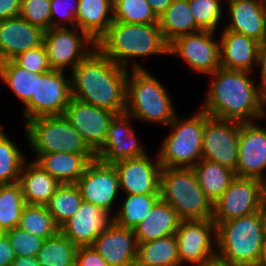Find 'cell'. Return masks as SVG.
Segmentation results:
<instances>
[{
	"label": "cell",
	"mask_w": 266,
	"mask_h": 266,
	"mask_svg": "<svg viewBox=\"0 0 266 266\" xmlns=\"http://www.w3.org/2000/svg\"><path fill=\"white\" fill-rule=\"evenodd\" d=\"M231 22L225 27L261 42L266 38V9L262 0H228Z\"/></svg>",
	"instance_id": "24"
},
{
	"label": "cell",
	"mask_w": 266,
	"mask_h": 266,
	"mask_svg": "<svg viewBox=\"0 0 266 266\" xmlns=\"http://www.w3.org/2000/svg\"><path fill=\"white\" fill-rule=\"evenodd\" d=\"M261 115L260 117H266V89L262 91V102H261Z\"/></svg>",
	"instance_id": "53"
},
{
	"label": "cell",
	"mask_w": 266,
	"mask_h": 266,
	"mask_svg": "<svg viewBox=\"0 0 266 266\" xmlns=\"http://www.w3.org/2000/svg\"><path fill=\"white\" fill-rule=\"evenodd\" d=\"M96 48L126 69L131 68L128 63L134 57L169 55V44L165 41L158 23L127 24L113 21L96 41Z\"/></svg>",
	"instance_id": "3"
},
{
	"label": "cell",
	"mask_w": 266,
	"mask_h": 266,
	"mask_svg": "<svg viewBox=\"0 0 266 266\" xmlns=\"http://www.w3.org/2000/svg\"><path fill=\"white\" fill-rule=\"evenodd\" d=\"M257 65L260 66L261 72V85L260 89L264 91L266 89V38H264L258 44V56H257Z\"/></svg>",
	"instance_id": "48"
},
{
	"label": "cell",
	"mask_w": 266,
	"mask_h": 266,
	"mask_svg": "<svg viewBox=\"0 0 266 266\" xmlns=\"http://www.w3.org/2000/svg\"><path fill=\"white\" fill-rule=\"evenodd\" d=\"M24 127L36 157L54 152L95 154L64 115L35 117L26 121Z\"/></svg>",
	"instance_id": "8"
},
{
	"label": "cell",
	"mask_w": 266,
	"mask_h": 266,
	"mask_svg": "<svg viewBox=\"0 0 266 266\" xmlns=\"http://www.w3.org/2000/svg\"><path fill=\"white\" fill-rule=\"evenodd\" d=\"M34 162L61 184H75L95 160V154H39Z\"/></svg>",
	"instance_id": "25"
},
{
	"label": "cell",
	"mask_w": 266,
	"mask_h": 266,
	"mask_svg": "<svg viewBox=\"0 0 266 266\" xmlns=\"http://www.w3.org/2000/svg\"><path fill=\"white\" fill-rule=\"evenodd\" d=\"M263 237L259 211L219 223L216 261L226 266H259Z\"/></svg>",
	"instance_id": "4"
},
{
	"label": "cell",
	"mask_w": 266,
	"mask_h": 266,
	"mask_svg": "<svg viewBox=\"0 0 266 266\" xmlns=\"http://www.w3.org/2000/svg\"><path fill=\"white\" fill-rule=\"evenodd\" d=\"M19 16L46 32L52 27L50 0H21Z\"/></svg>",
	"instance_id": "41"
},
{
	"label": "cell",
	"mask_w": 266,
	"mask_h": 266,
	"mask_svg": "<svg viewBox=\"0 0 266 266\" xmlns=\"http://www.w3.org/2000/svg\"><path fill=\"white\" fill-rule=\"evenodd\" d=\"M12 60L18 66L34 73H47L52 70L43 44L20 53Z\"/></svg>",
	"instance_id": "43"
},
{
	"label": "cell",
	"mask_w": 266,
	"mask_h": 266,
	"mask_svg": "<svg viewBox=\"0 0 266 266\" xmlns=\"http://www.w3.org/2000/svg\"><path fill=\"white\" fill-rule=\"evenodd\" d=\"M44 31L20 16L0 21V63L43 44Z\"/></svg>",
	"instance_id": "22"
},
{
	"label": "cell",
	"mask_w": 266,
	"mask_h": 266,
	"mask_svg": "<svg viewBox=\"0 0 266 266\" xmlns=\"http://www.w3.org/2000/svg\"><path fill=\"white\" fill-rule=\"evenodd\" d=\"M113 22V0H79L75 27L95 42Z\"/></svg>",
	"instance_id": "28"
},
{
	"label": "cell",
	"mask_w": 266,
	"mask_h": 266,
	"mask_svg": "<svg viewBox=\"0 0 266 266\" xmlns=\"http://www.w3.org/2000/svg\"><path fill=\"white\" fill-rule=\"evenodd\" d=\"M131 266H146V265H143V264H141V263H139L138 261L135 260V261L132 263Z\"/></svg>",
	"instance_id": "54"
},
{
	"label": "cell",
	"mask_w": 266,
	"mask_h": 266,
	"mask_svg": "<svg viewBox=\"0 0 266 266\" xmlns=\"http://www.w3.org/2000/svg\"><path fill=\"white\" fill-rule=\"evenodd\" d=\"M175 236L180 266L186 262L194 266H211L216 262L217 224L212 218L181 220Z\"/></svg>",
	"instance_id": "9"
},
{
	"label": "cell",
	"mask_w": 266,
	"mask_h": 266,
	"mask_svg": "<svg viewBox=\"0 0 266 266\" xmlns=\"http://www.w3.org/2000/svg\"><path fill=\"white\" fill-rule=\"evenodd\" d=\"M4 234H5V230H3V229L0 227V237H2Z\"/></svg>",
	"instance_id": "56"
},
{
	"label": "cell",
	"mask_w": 266,
	"mask_h": 266,
	"mask_svg": "<svg viewBox=\"0 0 266 266\" xmlns=\"http://www.w3.org/2000/svg\"><path fill=\"white\" fill-rule=\"evenodd\" d=\"M113 21L127 24L158 23L147 0H113Z\"/></svg>",
	"instance_id": "39"
},
{
	"label": "cell",
	"mask_w": 266,
	"mask_h": 266,
	"mask_svg": "<svg viewBox=\"0 0 266 266\" xmlns=\"http://www.w3.org/2000/svg\"><path fill=\"white\" fill-rule=\"evenodd\" d=\"M11 245L14 248L16 257L37 256L45 239L25 230L15 227L5 231Z\"/></svg>",
	"instance_id": "42"
},
{
	"label": "cell",
	"mask_w": 266,
	"mask_h": 266,
	"mask_svg": "<svg viewBox=\"0 0 266 266\" xmlns=\"http://www.w3.org/2000/svg\"><path fill=\"white\" fill-rule=\"evenodd\" d=\"M153 13L159 18L173 0H147Z\"/></svg>",
	"instance_id": "49"
},
{
	"label": "cell",
	"mask_w": 266,
	"mask_h": 266,
	"mask_svg": "<svg viewBox=\"0 0 266 266\" xmlns=\"http://www.w3.org/2000/svg\"><path fill=\"white\" fill-rule=\"evenodd\" d=\"M128 72L95 48L71 70L72 98L116 115L125 113Z\"/></svg>",
	"instance_id": "1"
},
{
	"label": "cell",
	"mask_w": 266,
	"mask_h": 266,
	"mask_svg": "<svg viewBox=\"0 0 266 266\" xmlns=\"http://www.w3.org/2000/svg\"><path fill=\"white\" fill-rule=\"evenodd\" d=\"M259 266H266V237H263V242H262V245H261Z\"/></svg>",
	"instance_id": "52"
},
{
	"label": "cell",
	"mask_w": 266,
	"mask_h": 266,
	"mask_svg": "<svg viewBox=\"0 0 266 266\" xmlns=\"http://www.w3.org/2000/svg\"><path fill=\"white\" fill-rule=\"evenodd\" d=\"M18 183L21 186L25 204L43 206L61 184L34 161L24 163Z\"/></svg>",
	"instance_id": "27"
},
{
	"label": "cell",
	"mask_w": 266,
	"mask_h": 266,
	"mask_svg": "<svg viewBox=\"0 0 266 266\" xmlns=\"http://www.w3.org/2000/svg\"><path fill=\"white\" fill-rule=\"evenodd\" d=\"M205 195L214 203L229 187L236 174L218 163L201 159L193 168Z\"/></svg>",
	"instance_id": "30"
},
{
	"label": "cell",
	"mask_w": 266,
	"mask_h": 266,
	"mask_svg": "<svg viewBox=\"0 0 266 266\" xmlns=\"http://www.w3.org/2000/svg\"><path fill=\"white\" fill-rule=\"evenodd\" d=\"M142 65L132 64L127 79L126 110L132 119L169 125L176 116L163 84Z\"/></svg>",
	"instance_id": "5"
},
{
	"label": "cell",
	"mask_w": 266,
	"mask_h": 266,
	"mask_svg": "<svg viewBox=\"0 0 266 266\" xmlns=\"http://www.w3.org/2000/svg\"><path fill=\"white\" fill-rule=\"evenodd\" d=\"M241 124L207 114L203 131L202 159L236 172Z\"/></svg>",
	"instance_id": "12"
},
{
	"label": "cell",
	"mask_w": 266,
	"mask_h": 266,
	"mask_svg": "<svg viewBox=\"0 0 266 266\" xmlns=\"http://www.w3.org/2000/svg\"><path fill=\"white\" fill-rule=\"evenodd\" d=\"M263 6L266 9V0H262Z\"/></svg>",
	"instance_id": "57"
},
{
	"label": "cell",
	"mask_w": 266,
	"mask_h": 266,
	"mask_svg": "<svg viewBox=\"0 0 266 266\" xmlns=\"http://www.w3.org/2000/svg\"><path fill=\"white\" fill-rule=\"evenodd\" d=\"M136 261L146 266H180L175 234L138 243Z\"/></svg>",
	"instance_id": "31"
},
{
	"label": "cell",
	"mask_w": 266,
	"mask_h": 266,
	"mask_svg": "<svg viewBox=\"0 0 266 266\" xmlns=\"http://www.w3.org/2000/svg\"><path fill=\"white\" fill-rule=\"evenodd\" d=\"M108 266H131L136 260L138 242L134 230L112 222L91 245Z\"/></svg>",
	"instance_id": "21"
},
{
	"label": "cell",
	"mask_w": 266,
	"mask_h": 266,
	"mask_svg": "<svg viewBox=\"0 0 266 266\" xmlns=\"http://www.w3.org/2000/svg\"><path fill=\"white\" fill-rule=\"evenodd\" d=\"M10 266H41L37 256H20L16 257Z\"/></svg>",
	"instance_id": "50"
},
{
	"label": "cell",
	"mask_w": 266,
	"mask_h": 266,
	"mask_svg": "<svg viewBox=\"0 0 266 266\" xmlns=\"http://www.w3.org/2000/svg\"><path fill=\"white\" fill-rule=\"evenodd\" d=\"M160 199L168 203L181 220H205L213 216V203L203 192L192 168L163 167Z\"/></svg>",
	"instance_id": "6"
},
{
	"label": "cell",
	"mask_w": 266,
	"mask_h": 266,
	"mask_svg": "<svg viewBox=\"0 0 266 266\" xmlns=\"http://www.w3.org/2000/svg\"><path fill=\"white\" fill-rule=\"evenodd\" d=\"M158 25L168 44L177 37L201 31L192 15L189 0H173L158 18Z\"/></svg>",
	"instance_id": "29"
},
{
	"label": "cell",
	"mask_w": 266,
	"mask_h": 266,
	"mask_svg": "<svg viewBox=\"0 0 266 266\" xmlns=\"http://www.w3.org/2000/svg\"><path fill=\"white\" fill-rule=\"evenodd\" d=\"M21 0H0V21L19 16Z\"/></svg>",
	"instance_id": "47"
},
{
	"label": "cell",
	"mask_w": 266,
	"mask_h": 266,
	"mask_svg": "<svg viewBox=\"0 0 266 266\" xmlns=\"http://www.w3.org/2000/svg\"><path fill=\"white\" fill-rule=\"evenodd\" d=\"M160 194H126L120 211L113 215V222L120 227L134 230L145 219Z\"/></svg>",
	"instance_id": "32"
},
{
	"label": "cell",
	"mask_w": 266,
	"mask_h": 266,
	"mask_svg": "<svg viewBox=\"0 0 266 266\" xmlns=\"http://www.w3.org/2000/svg\"><path fill=\"white\" fill-rule=\"evenodd\" d=\"M83 201L100 207L110 215L120 189L117 172L112 164L93 160L75 183Z\"/></svg>",
	"instance_id": "15"
},
{
	"label": "cell",
	"mask_w": 266,
	"mask_h": 266,
	"mask_svg": "<svg viewBox=\"0 0 266 266\" xmlns=\"http://www.w3.org/2000/svg\"><path fill=\"white\" fill-rule=\"evenodd\" d=\"M15 258L14 248L7 235L4 234L0 237V266H10Z\"/></svg>",
	"instance_id": "46"
},
{
	"label": "cell",
	"mask_w": 266,
	"mask_h": 266,
	"mask_svg": "<svg viewBox=\"0 0 266 266\" xmlns=\"http://www.w3.org/2000/svg\"><path fill=\"white\" fill-rule=\"evenodd\" d=\"M116 114L72 98L64 116L79 132L88 147L96 153L106 140L107 127Z\"/></svg>",
	"instance_id": "16"
},
{
	"label": "cell",
	"mask_w": 266,
	"mask_h": 266,
	"mask_svg": "<svg viewBox=\"0 0 266 266\" xmlns=\"http://www.w3.org/2000/svg\"><path fill=\"white\" fill-rule=\"evenodd\" d=\"M25 206L20 184H0V227L7 231L18 227Z\"/></svg>",
	"instance_id": "37"
},
{
	"label": "cell",
	"mask_w": 266,
	"mask_h": 266,
	"mask_svg": "<svg viewBox=\"0 0 266 266\" xmlns=\"http://www.w3.org/2000/svg\"><path fill=\"white\" fill-rule=\"evenodd\" d=\"M266 128L254 122L242 123L236 177L257 178L266 183Z\"/></svg>",
	"instance_id": "19"
},
{
	"label": "cell",
	"mask_w": 266,
	"mask_h": 266,
	"mask_svg": "<svg viewBox=\"0 0 266 266\" xmlns=\"http://www.w3.org/2000/svg\"><path fill=\"white\" fill-rule=\"evenodd\" d=\"M125 194H160L161 163L148 154L112 164Z\"/></svg>",
	"instance_id": "17"
},
{
	"label": "cell",
	"mask_w": 266,
	"mask_h": 266,
	"mask_svg": "<svg viewBox=\"0 0 266 266\" xmlns=\"http://www.w3.org/2000/svg\"><path fill=\"white\" fill-rule=\"evenodd\" d=\"M215 31H199L177 37L169 43L168 54L184 59L197 73L212 74L220 68V42Z\"/></svg>",
	"instance_id": "14"
},
{
	"label": "cell",
	"mask_w": 266,
	"mask_h": 266,
	"mask_svg": "<svg viewBox=\"0 0 266 266\" xmlns=\"http://www.w3.org/2000/svg\"><path fill=\"white\" fill-rule=\"evenodd\" d=\"M18 227L44 239L54 237L60 232V227L43 205L25 204Z\"/></svg>",
	"instance_id": "36"
},
{
	"label": "cell",
	"mask_w": 266,
	"mask_h": 266,
	"mask_svg": "<svg viewBox=\"0 0 266 266\" xmlns=\"http://www.w3.org/2000/svg\"><path fill=\"white\" fill-rule=\"evenodd\" d=\"M82 201L76 184H60L45 206L55 223L61 227L74 215Z\"/></svg>",
	"instance_id": "35"
},
{
	"label": "cell",
	"mask_w": 266,
	"mask_h": 266,
	"mask_svg": "<svg viewBox=\"0 0 266 266\" xmlns=\"http://www.w3.org/2000/svg\"><path fill=\"white\" fill-rule=\"evenodd\" d=\"M112 222V216L100 207L82 201L74 215L60 227V232L77 247L91 246Z\"/></svg>",
	"instance_id": "20"
},
{
	"label": "cell",
	"mask_w": 266,
	"mask_h": 266,
	"mask_svg": "<svg viewBox=\"0 0 266 266\" xmlns=\"http://www.w3.org/2000/svg\"><path fill=\"white\" fill-rule=\"evenodd\" d=\"M71 99V80L63 70L36 73L35 96L25 105V122L39 116L64 115Z\"/></svg>",
	"instance_id": "11"
},
{
	"label": "cell",
	"mask_w": 266,
	"mask_h": 266,
	"mask_svg": "<svg viewBox=\"0 0 266 266\" xmlns=\"http://www.w3.org/2000/svg\"><path fill=\"white\" fill-rule=\"evenodd\" d=\"M132 117L127 113L115 115L107 127L106 140L95 153V158L105 164L146 155L145 149L137 141L130 124Z\"/></svg>",
	"instance_id": "18"
},
{
	"label": "cell",
	"mask_w": 266,
	"mask_h": 266,
	"mask_svg": "<svg viewBox=\"0 0 266 266\" xmlns=\"http://www.w3.org/2000/svg\"><path fill=\"white\" fill-rule=\"evenodd\" d=\"M0 79L24 105L35 96L36 73L18 66L13 60L0 63Z\"/></svg>",
	"instance_id": "34"
},
{
	"label": "cell",
	"mask_w": 266,
	"mask_h": 266,
	"mask_svg": "<svg viewBox=\"0 0 266 266\" xmlns=\"http://www.w3.org/2000/svg\"><path fill=\"white\" fill-rule=\"evenodd\" d=\"M251 72L217 69L205 105L209 116L241 123L252 122L261 115L262 90L250 79Z\"/></svg>",
	"instance_id": "2"
},
{
	"label": "cell",
	"mask_w": 266,
	"mask_h": 266,
	"mask_svg": "<svg viewBox=\"0 0 266 266\" xmlns=\"http://www.w3.org/2000/svg\"><path fill=\"white\" fill-rule=\"evenodd\" d=\"M180 221L177 212L168 203L159 199L145 219L135 227L137 242L153 241L173 235L178 230Z\"/></svg>",
	"instance_id": "26"
},
{
	"label": "cell",
	"mask_w": 266,
	"mask_h": 266,
	"mask_svg": "<svg viewBox=\"0 0 266 266\" xmlns=\"http://www.w3.org/2000/svg\"><path fill=\"white\" fill-rule=\"evenodd\" d=\"M75 4L71 0H50L51 20L52 27H65L64 22H67L75 28V16L78 12L79 0H74ZM57 15H59L60 22L56 21Z\"/></svg>",
	"instance_id": "44"
},
{
	"label": "cell",
	"mask_w": 266,
	"mask_h": 266,
	"mask_svg": "<svg viewBox=\"0 0 266 266\" xmlns=\"http://www.w3.org/2000/svg\"><path fill=\"white\" fill-rule=\"evenodd\" d=\"M77 246L61 232L45 239L38 251L41 266H75Z\"/></svg>",
	"instance_id": "33"
},
{
	"label": "cell",
	"mask_w": 266,
	"mask_h": 266,
	"mask_svg": "<svg viewBox=\"0 0 266 266\" xmlns=\"http://www.w3.org/2000/svg\"><path fill=\"white\" fill-rule=\"evenodd\" d=\"M219 42L221 68L253 71V65H257L258 41L244 34L224 29Z\"/></svg>",
	"instance_id": "23"
},
{
	"label": "cell",
	"mask_w": 266,
	"mask_h": 266,
	"mask_svg": "<svg viewBox=\"0 0 266 266\" xmlns=\"http://www.w3.org/2000/svg\"><path fill=\"white\" fill-rule=\"evenodd\" d=\"M259 212L262 220L263 235L266 237V196L262 202Z\"/></svg>",
	"instance_id": "51"
},
{
	"label": "cell",
	"mask_w": 266,
	"mask_h": 266,
	"mask_svg": "<svg viewBox=\"0 0 266 266\" xmlns=\"http://www.w3.org/2000/svg\"><path fill=\"white\" fill-rule=\"evenodd\" d=\"M75 30L65 26L51 27L44 32L43 45L53 70L64 71L67 66L72 70L96 48V42L86 32L81 31L79 35L80 29L75 27Z\"/></svg>",
	"instance_id": "13"
},
{
	"label": "cell",
	"mask_w": 266,
	"mask_h": 266,
	"mask_svg": "<svg viewBox=\"0 0 266 266\" xmlns=\"http://www.w3.org/2000/svg\"><path fill=\"white\" fill-rule=\"evenodd\" d=\"M266 183L257 178L235 177L224 193L213 203V221L218 225L243 217L261 208Z\"/></svg>",
	"instance_id": "10"
},
{
	"label": "cell",
	"mask_w": 266,
	"mask_h": 266,
	"mask_svg": "<svg viewBox=\"0 0 266 266\" xmlns=\"http://www.w3.org/2000/svg\"><path fill=\"white\" fill-rule=\"evenodd\" d=\"M211 266H226V265H222L220 263H218L217 261L215 263H213Z\"/></svg>",
	"instance_id": "55"
},
{
	"label": "cell",
	"mask_w": 266,
	"mask_h": 266,
	"mask_svg": "<svg viewBox=\"0 0 266 266\" xmlns=\"http://www.w3.org/2000/svg\"><path fill=\"white\" fill-rule=\"evenodd\" d=\"M222 0H189L190 9L201 31H215L222 16Z\"/></svg>",
	"instance_id": "40"
},
{
	"label": "cell",
	"mask_w": 266,
	"mask_h": 266,
	"mask_svg": "<svg viewBox=\"0 0 266 266\" xmlns=\"http://www.w3.org/2000/svg\"><path fill=\"white\" fill-rule=\"evenodd\" d=\"M0 126V184L19 181L21 169L26 162L25 155L18 146L6 136Z\"/></svg>",
	"instance_id": "38"
},
{
	"label": "cell",
	"mask_w": 266,
	"mask_h": 266,
	"mask_svg": "<svg viewBox=\"0 0 266 266\" xmlns=\"http://www.w3.org/2000/svg\"><path fill=\"white\" fill-rule=\"evenodd\" d=\"M168 125L172 132L159 150L158 159L163 167L193 168L202 159V141L207 113L200 110L188 119L177 118Z\"/></svg>",
	"instance_id": "7"
},
{
	"label": "cell",
	"mask_w": 266,
	"mask_h": 266,
	"mask_svg": "<svg viewBox=\"0 0 266 266\" xmlns=\"http://www.w3.org/2000/svg\"><path fill=\"white\" fill-rule=\"evenodd\" d=\"M75 266H108V264L92 246H80L76 251Z\"/></svg>",
	"instance_id": "45"
}]
</instances>
